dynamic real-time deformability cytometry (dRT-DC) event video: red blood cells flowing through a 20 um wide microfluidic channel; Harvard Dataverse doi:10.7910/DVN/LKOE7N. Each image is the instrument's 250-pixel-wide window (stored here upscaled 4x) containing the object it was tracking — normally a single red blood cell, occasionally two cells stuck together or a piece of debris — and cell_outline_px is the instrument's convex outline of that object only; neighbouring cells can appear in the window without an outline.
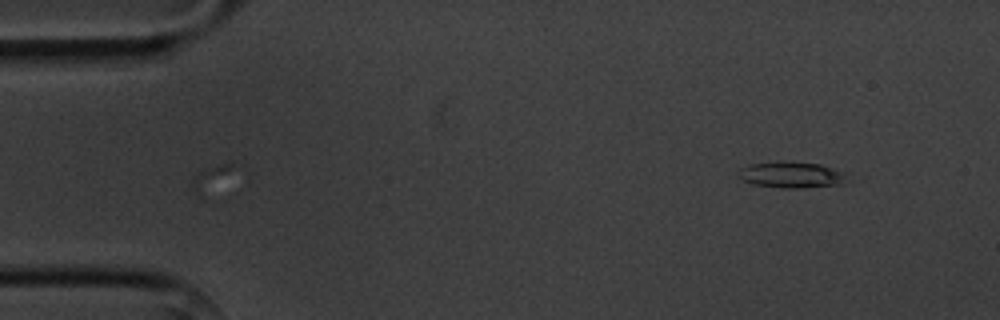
{"species": "common noctule bat (a hibernating species)", "species_latin": "Nyctalus noctula", "temperature_condition": "cold", "stored_images_in_passage": 3, "camera_frame_rate_fps": 3000, "um_per_image_px": 0.085, "animal": {"sex": "male", "body_mass_g": 20.1, "forearm_length_mm": 53.5}, "frame": {"image": 1, "passage_image": 3, "time_ms": 2.333, "image_size_px": [1000, 320], "cell_outline_px": [[844, 184], [804, 188], [780, 188], [752, 184], [736, 176], [736, 172], [740, 168], [748, 164], [776, 160], [784, 160], [820, 164], [844, 172]], "centroid_in_image_um": [67.18, 14.84], "position_along_channel_um": 17.8, "area_um2": 16.99}}